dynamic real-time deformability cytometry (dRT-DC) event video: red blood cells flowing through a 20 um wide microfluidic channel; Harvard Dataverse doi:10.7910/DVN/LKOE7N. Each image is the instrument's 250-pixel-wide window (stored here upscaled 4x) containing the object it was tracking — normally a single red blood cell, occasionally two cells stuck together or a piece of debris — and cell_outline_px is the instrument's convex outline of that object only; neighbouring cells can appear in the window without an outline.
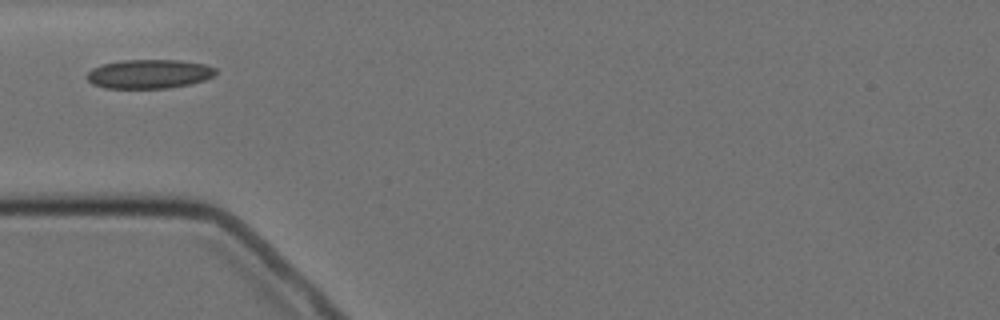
{"species": "Egyptian fruit bat (a non-hibernating species)", "species_latin": "Rousettus aegyptiacus", "temperature_condition": "cold", "stored_images_in_passage": 11, "camera_frame_rate_fps": 3000, "um_per_image_px": 0.085, "animal": {"sex": "female"}, "frame": {"image": 1, "passage_image": 1, "time_ms": 0.0, "image_size_px": [1000, 320], "cell_outline_px": [[216, 72], [212, 76], [204, 80], [192, 84], [168, 88], [104, 88], [92, 84], [84, 76], [92, 68], [100, 64], [120, 60], [180, 60], [204, 64], [216, 68]], "centroid_in_image_um": [12.63, 6.28], "position_along_channel_um": 72.4, "area_um2": 22.02}}
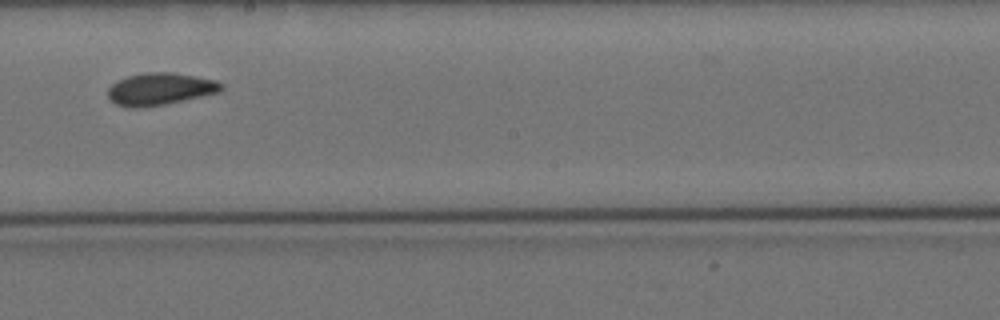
{"frame": {"image": 2, "passage_image": 5, "time_ms": 4.667, "image_size_px": [1000, 320], "cell_outline_px": [[224, 88], [220, 92], [164, 104], [136, 108], [132, 108], [116, 104], [108, 100], [108, 88], [112, 84], [128, 76], [144, 72], [172, 72], [196, 76], [216, 80], [224, 84]], "centroid_in_image_um": [13.62, 7.56], "position_along_channel_um": 234.6, "area_um2": 21.27}}
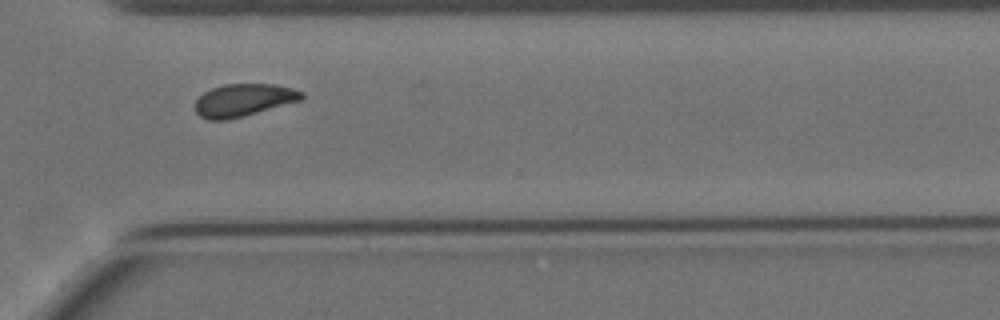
{"frame": {"image": 3, "passage_image": 8, "time_ms": 8.0, "image_size_px": [1000, 320], "cell_outline_px": [[304, 96], [300, 100], [244, 116], [228, 120], [208, 120], [200, 116], [196, 112], [196, 100], [204, 92], [212, 88], [224, 84], [276, 84], [292, 88], [304, 92]], "centroid_in_image_um": [20.7, 8.51], "position_along_channel_um": 349.9, "area_um2": 20.11}}